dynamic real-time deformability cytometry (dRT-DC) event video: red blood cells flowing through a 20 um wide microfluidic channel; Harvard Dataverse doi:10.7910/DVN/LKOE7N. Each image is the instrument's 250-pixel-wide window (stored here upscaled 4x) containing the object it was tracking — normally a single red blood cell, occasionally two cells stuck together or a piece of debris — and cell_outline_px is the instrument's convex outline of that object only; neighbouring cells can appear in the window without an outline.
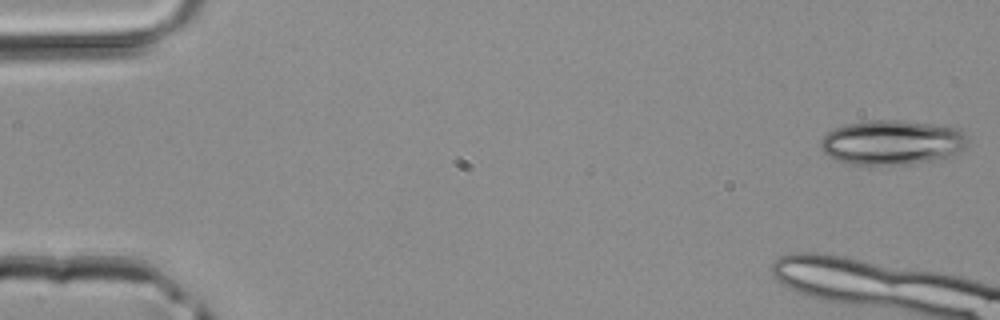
{"species": "common noctule bat (a hibernating species)", "species_latin": "Nyctalus noctula", "temperature_condition": "room temperature", "stored_images_in_passage": 12, "camera_frame_rate_fps": 3000, "um_per_image_px": 0.085, "animal": {"sex": "male", "body_mass_g": 20.4}, "frame": {"image": 1, "passage_image": 1, "time_ms": 0.0, "image_size_px": [1000, 320], "cell_outline_px": [[968, 144], [964, 148], [936, 160], [916, 164], [876, 168], [848, 164], [824, 152], [820, 148], [820, 140], [828, 132], [836, 128], [848, 124], [868, 120], [904, 120], [960, 128], [968, 136]], "centroid_in_image_um": [75.83, 12.14], "position_along_channel_um": 9.2, "area_um2": 39.13}}